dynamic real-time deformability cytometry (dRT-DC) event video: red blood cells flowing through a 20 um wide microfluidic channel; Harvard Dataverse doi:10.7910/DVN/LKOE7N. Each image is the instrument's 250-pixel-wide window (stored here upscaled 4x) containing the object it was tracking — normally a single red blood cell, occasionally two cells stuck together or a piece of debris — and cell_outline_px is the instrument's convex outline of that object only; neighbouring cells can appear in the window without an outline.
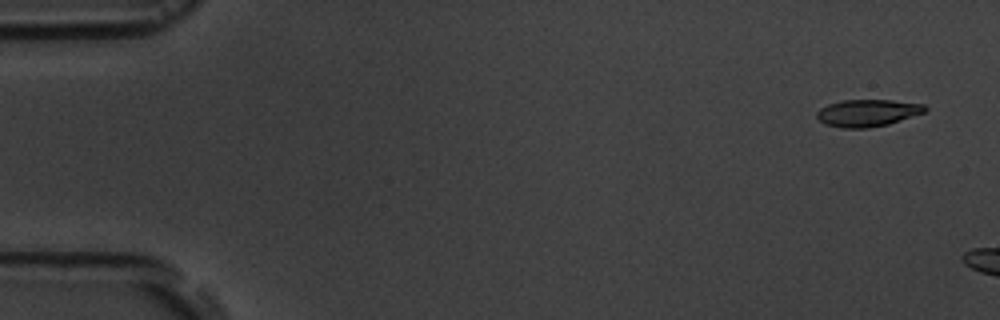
{"species": "common noctule bat (a hibernating species)", "species_latin": "Nyctalus noctula", "temperature_condition": "room temperature", "stored_images_in_passage": 3, "camera_frame_rate_fps": 3000, "um_per_image_px": 0.085, "animal": {"sex": "male", "body_mass_g": 19.5, "forearm_length_mm": 54.6}, "frame": {"image": 1, "passage_image": 1, "time_ms": 0.0, "image_size_px": [1000, 320], "cell_outline_px": [[928, 108], [924, 112], [888, 124], [868, 128], [844, 128], [824, 124], [816, 116], [816, 112], [820, 108], [828, 104], [840, 100], [892, 100], [924, 104]], "centroid_in_image_um": [73.71, 9.59], "position_along_channel_um": 11.3, "area_um2": 17.05}}